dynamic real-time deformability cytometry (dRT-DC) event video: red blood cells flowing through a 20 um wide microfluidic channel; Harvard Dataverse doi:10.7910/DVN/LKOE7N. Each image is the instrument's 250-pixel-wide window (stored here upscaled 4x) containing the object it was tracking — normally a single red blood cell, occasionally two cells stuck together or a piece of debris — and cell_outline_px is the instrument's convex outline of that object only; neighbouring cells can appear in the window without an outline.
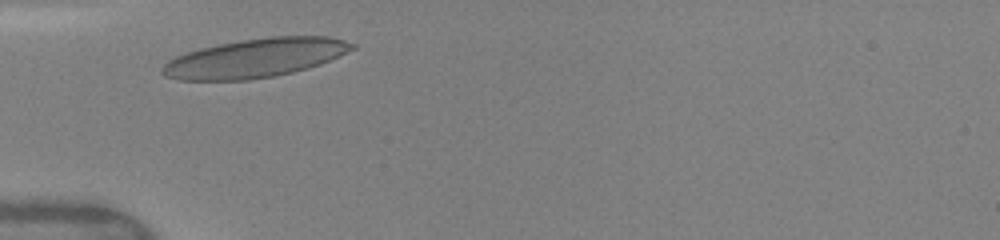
{"species": "human", "species_latin": "Homo sapiens", "temperature_condition": "warm", "stored_images_in_passage": 41, "camera_frame_rate_fps": 3000, "um_per_image_px": 0.085, "donor": {"sex": "female"}, "frame": {"image": 1, "passage_image": 4, "time_ms": 0.667, "image_size_px": [1000, 240], "cell_outline_px": [[356, 48], [320, 64], [308, 68], [276, 76], [248, 80], [180, 80], [164, 76], [160, 72], [160, 68], [168, 60], [176, 56], [200, 48], [240, 40], [268, 36], [328, 36], [344, 40], [356, 44]], "centroid_in_image_um": [21.69, 4.93], "position_along_channel_um": 63.3, "area_um2": 43.06}}
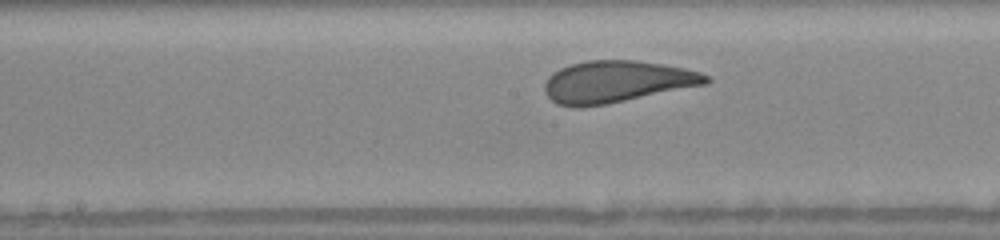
{"frame": {"image": 2, "passage_image": 19, "time_ms": 4.0, "image_size_px": [1000, 240], "cell_outline_px": [[712, 80], [708, 84], [604, 104], [580, 108], [576, 108], [556, 104], [544, 92], [544, 84], [548, 76], [552, 72], [560, 68], [572, 64], [588, 60], [636, 60], [664, 64], [684, 68], [700, 72], [708, 76]], "centroid_in_image_um": [52.4, 6.94], "position_along_channel_um": 195.8, "area_um2": 39.42}}
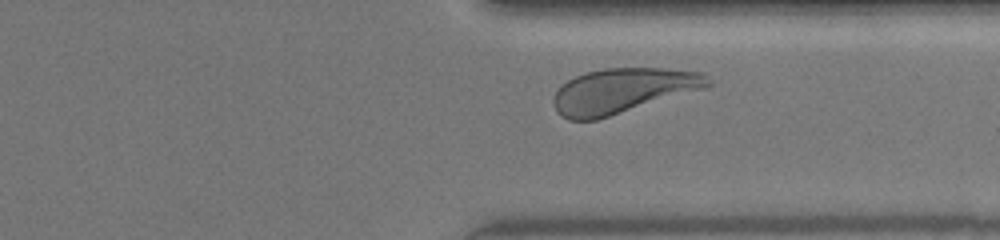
{"frame": {"image": 3, "passage_image": 37, "time_ms": 8.0, "image_size_px": [1000, 240], "cell_outline_px": [[712, 84], [708, 88], [596, 120], [568, 120], [560, 116], [556, 112], [552, 104], [552, 100], [556, 92], [568, 80], [576, 76], [588, 72], [604, 68], [664, 68], [704, 72], [712, 80]], "centroid_in_image_um": [52.98, 7.72], "position_along_channel_um": 358.4, "area_um2": 40.81}, "authors_computed_cell_mechanics": {"area_um2": 39.0728, "velocity_mm_per_s": 4.0685, "shape_relaxation_time_tau1_ms": 3.6161, "shape_relaxation_time_tau2_ms": 0.6489, "deformation_change_tau1": 0.1611, "deformation_change_tau2": 0.0657}}